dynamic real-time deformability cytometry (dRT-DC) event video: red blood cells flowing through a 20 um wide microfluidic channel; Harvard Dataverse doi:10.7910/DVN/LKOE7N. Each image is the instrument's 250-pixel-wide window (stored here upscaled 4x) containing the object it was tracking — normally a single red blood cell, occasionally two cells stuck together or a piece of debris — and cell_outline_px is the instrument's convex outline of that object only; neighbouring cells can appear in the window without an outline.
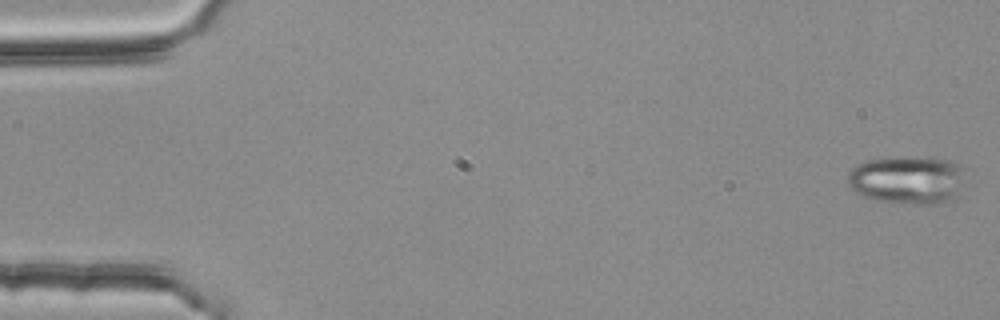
{"species": "common noctule bat (a hibernating species)", "species_latin": "Nyctalus noctula", "temperature_condition": "room temperature", "stored_images_in_passage": 3, "camera_frame_rate_fps": 3000, "um_per_image_px": 0.085, "animal": {"sex": "female", "body_mass_g": 25.1}, "frame": {"image": 1, "passage_image": 1, "time_ms": 0.0, "image_size_px": [1000, 320], "cell_outline_px": [[964, 168], [956, 196], [940, 204], [904, 204], [872, 200], [860, 196], [848, 184], [848, 172], [856, 164], [864, 160], [904, 156], [916, 156], [952, 160]], "centroid_in_image_um": [77.07, 15.28], "position_along_channel_um": 7.9, "area_um2": 33.47}}